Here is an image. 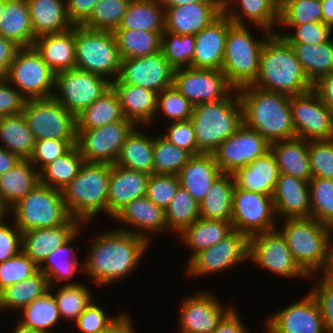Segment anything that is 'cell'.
I'll return each mask as SVG.
<instances>
[{
  "mask_svg": "<svg viewBox=\"0 0 333 333\" xmlns=\"http://www.w3.org/2000/svg\"><path fill=\"white\" fill-rule=\"evenodd\" d=\"M92 243L80 271L86 272L96 285L126 279L139 266L150 247V242L142 236L120 230L119 227L100 233Z\"/></svg>",
  "mask_w": 333,
  "mask_h": 333,
  "instance_id": "obj_1",
  "label": "cell"
},
{
  "mask_svg": "<svg viewBox=\"0 0 333 333\" xmlns=\"http://www.w3.org/2000/svg\"><path fill=\"white\" fill-rule=\"evenodd\" d=\"M242 105L243 124L268 142L296 137L290 96L246 85L237 89Z\"/></svg>",
  "mask_w": 333,
  "mask_h": 333,
  "instance_id": "obj_2",
  "label": "cell"
},
{
  "mask_svg": "<svg viewBox=\"0 0 333 333\" xmlns=\"http://www.w3.org/2000/svg\"><path fill=\"white\" fill-rule=\"evenodd\" d=\"M251 85L288 96L313 89L291 45L277 33L266 39L260 53L259 72Z\"/></svg>",
  "mask_w": 333,
  "mask_h": 333,
  "instance_id": "obj_3",
  "label": "cell"
},
{
  "mask_svg": "<svg viewBox=\"0 0 333 333\" xmlns=\"http://www.w3.org/2000/svg\"><path fill=\"white\" fill-rule=\"evenodd\" d=\"M110 165L84 162L78 175L61 191L71 217L89 224L99 213L107 215Z\"/></svg>",
  "mask_w": 333,
  "mask_h": 333,
  "instance_id": "obj_4",
  "label": "cell"
},
{
  "mask_svg": "<svg viewBox=\"0 0 333 333\" xmlns=\"http://www.w3.org/2000/svg\"><path fill=\"white\" fill-rule=\"evenodd\" d=\"M278 230L299 267L309 277L320 274L333 245V228L308 217L284 219Z\"/></svg>",
  "mask_w": 333,
  "mask_h": 333,
  "instance_id": "obj_5",
  "label": "cell"
},
{
  "mask_svg": "<svg viewBox=\"0 0 333 333\" xmlns=\"http://www.w3.org/2000/svg\"><path fill=\"white\" fill-rule=\"evenodd\" d=\"M190 120L198 150L203 154H213L243 124L237 89L226 99L195 105Z\"/></svg>",
  "mask_w": 333,
  "mask_h": 333,
  "instance_id": "obj_6",
  "label": "cell"
},
{
  "mask_svg": "<svg viewBox=\"0 0 333 333\" xmlns=\"http://www.w3.org/2000/svg\"><path fill=\"white\" fill-rule=\"evenodd\" d=\"M249 30L247 25L233 24L226 36L221 71L235 89L251 85L256 80L262 47L272 34L264 32L261 40H255Z\"/></svg>",
  "mask_w": 333,
  "mask_h": 333,
  "instance_id": "obj_7",
  "label": "cell"
},
{
  "mask_svg": "<svg viewBox=\"0 0 333 333\" xmlns=\"http://www.w3.org/2000/svg\"><path fill=\"white\" fill-rule=\"evenodd\" d=\"M23 233L31 229L54 228L70 218L60 190L39 183L7 211Z\"/></svg>",
  "mask_w": 333,
  "mask_h": 333,
  "instance_id": "obj_8",
  "label": "cell"
},
{
  "mask_svg": "<svg viewBox=\"0 0 333 333\" xmlns=\"http://www.w3.org/2000/svg\"><path fill=\"white\" fill-rule=\"evenodd\" d=\"M77 69L105 77L118 78L121 57L113 32L75 26Z\"/></svg>",
  "mask_w": 333,
  "mask_h": 333,
  "instance_id": "obj_9",
  "label": "cell"
},
{
  "mask_svg": "<svg viewBox=\"0 0 333 333\" xmlns=\"http://www.w3.org/2000/svg\"><path fill=\"white\" fill-rule=\"evenodd\" d=\"M5 79L26 99L50 98L54 95L56 73L33 46L17 49Z\"/></svg>",
  "mask_w": 333,
  "mask_h": 333,
  "instance_id": "obj_10",
  "label": "cell"
},
{
  "mask_svg": "<svg viewBox=\"0 0 333 333\" xmlns=\"http://www.w3.org/2000/svg\"><path fill=\"white\" fill-rule=\"evenodd\" d=\"M22 113L36 141L77 139L76 116L54 97L27 99Z\"/></svg>",
  "mask_w": 333,
  "mask_h": 333,
  "instance_id": "obj_11",
  "label": "cell"
},
{
  "mask_svg": "<svg viewBox=\"0 0 333 333\" xmlns=\"http://www.w3.org/2000/svg\"><path fill=\"white\" fill-rule=\"evenodd\" d=\"M111 87L105 77L73 68L56 74L53 97L77 116Z\"/></svg>",
  "mask_w": 333,
  "mask_h": 333,
  "instance_id": "obj_12",
  "label": "cell"
},
{
  "mask_svg": "<svg viewBox=\"0 0 333 333\" xmlns=\"http://www.w3.org/2000/svg\"><path fill=\"white\" fill-rule=\"evenodd\" d=\"M137 125L125 118L89 130H77L76 145L84 162L115 164L122 145Z\"/></svg>",
  "mask_w": 333,
  "mask_h": 333,
  "instance_id": "obj_13",
  "label": "cell"
},
{
  "mask_svg": "<svg viewBox=\"0 0 333 333\" xmlns=\"http://www.w3.org/2000/svg\"><path fill=\"white\" fill-rule=\"evenodd\" d=\"M232 203L231 222L234 230L249 238L257 233L276 229L272 196L235 186Z\"/></svg>",
  "mask_w": 333,
  "mask_h": 333,
  "instance_id": "obj_14",
  "label": "cell"
},
{
  "mask_svg": "<svg viewBox=\"0 0 333 333\" xmlns=\"http://www.w3.org/2000/svg\"><path fill=\"white\" fill-rule=\"evenodd\" d=\"M248 259L279 276L310 278L299 267L284 236L277 229L249 237Z\"/></svg>",
  "mask_w": 333,
  "mask_h": 333,
  "instance_id": "obj_15",
  "label": "cell"
},
{
  "mask_svg": "<svg viewBox=\"0 0 333 333\" xmlns=\"http://www.w3.org/2000/svg\"><path fill=\"white\" fill-rule=\"evenodd\" d=\"M295 135L306 141L333 139V114L312 89L290 96Z\"/></svg>",
  "mask_w": 333,
  "mask_h": 333,
  "instance_id": "obj_16",
  "label": "cell"
},
{
  "mask_svg": "<svg viewBox=\"0 0 333 333\" xmlns=\"http://www.w3.org/2000/svg\"><path fill=\"white\" fill-rule=\"evenodd\" d=\"M249 238L233 230L217 244L196 254L187 264V275L200 277L229 270L248 259ZM238 263V264H237Z\"/></svg>",
  "mask_w": 333,
  "mask_h": 333,
  "instance_id": "obj_17",
  "label": "cell"
},
{
  "mask_svg": "<svg viewBox=\"0 0 333 333\" xmlns=\"http://www.w3.org/2000/svg\"><path fill=\"white\" fill-rule=\"evenodd\" d=\"M173 86L194 106L226 99L235 90L221 70L193 67L175 69Z\"/></svg>",
  "mask_w": 333,
  "mask_h": 333,
  "instance_id": "obj_18",
  "label": "cell"
},
{
  "mask_svg": "<svg viewBox=\"0 0 333 333\" xmlns=\"http://www.w3.org/2000/svg\"><path fill=\"white\" fill-rule=\"evenodd\" d=\"M174 71L160 50L148 56L122 59L117 80L158 94L173 86Z\"/></svg>",
  "mask_w": 333,
  "mask_h": 333,
  "instance_id": "obj_19",
  "label": "cell"
},
{
  "mask_svg": "<svg viewBox=\"0 0 333 333\" xmlns=\"http://www.w3.org/2000/svg\"><path fill=\"white\" fill-rule=\"evenodd\" d=\"M270 151L268 142L257 131L242 124L213 153L222 173L232 174Z\"/></svg>",
  "mask_w": 333,
  "mask_h": 333,
  "instance_id": "obj_20",
  "label": "cell"
},
{
  "mask_svg": "<svg viewBox=\"0 0 333 333\" xmlns=\"http://www.w3.org/2000/svg\"><path fill=\"white\" fill-rule=\"evenodd\" d=\"M265 323L272 333H327L320 306L311 291L270 315Z\"/></svg>",
  "mask_w": 333,
  "mask_h": 333,
  "instance_id": "obj_21",
  "label": "cell"
},
{
  "mask_svg": "<svg viewBox=\"0 0 333 333\" xmlns=\"http://www.w3.org/2000/svg\"><path fill=\"white\" fill-rule=\"evenodd\" d=\"M216 296L196 292L182 301L179 311L180 333H212L221 318L232 308H224Z\"/></svg>",
  "mask_w": 333,
  "mask_h": 333,
  "instance_id": "obj_22",
  "label": "cell"
},
{
  "mask_svg": "<svg viewBox=\"0 0 333 333\" xmlns=\"http://www.w3.org/2000/svg\"><path fill=\"white\" fill-rule=\"evenodd\" d=\"M165 8V31L195 35L223 13L222 1H201Z\"/></svg>",
  "mask_w": 333,
  "mask_h": 333,
  "instance_id": "obj_23",
  "label": "cell"
},
{
  "mask_svg": "<svg viewBox=\"0 0 333 333\" xmlns=\"http://www.w3.org/2000/svg\"><path fill=\"white\" fill-rule=\"evenodd\" d=\"M112 218L120 221L124 226L127 225V227L120 228V230L142 236L148 242H151V234H159V232H164L165 229V232L168 230L165 210L155 205L146 195L126 204ZM128 226H130V229H128Z\"/></svg>",
  "mask_w": 333,
  "mask_h": 333,
  "instance_id": "obj_24",
  "label": "cell"
},
{
  "mask_svg": "<svg viewBox=\"0 0 333 333\" xmlns=\"http://www.w3.org/2000/svg\"><path fill=\"white\" fill-rule=\"evenodd\" d=\"M234 23L222 13L209 26L195 34L193 68L221 70L226 36Z\"/></svg>",
  "mask_w": 333,
  "mask_h": 333,
  "instance_id": "obj_25",
  "label": "cell"
},
{
  "mask_svg": "<svg viewBox=\"0 0 333 333\" xmlns=\"http://www.w3.org/2000/svg\"><path fill=\"white\" fill-rule=\"evenodd\" d=\"M272 199L276 217H311L309 181L280 173Z\"/></svg>",
  "mask_w": 333,
  "mask_h": 333,
  "instance_id": "obj_26",
  "label": "cell"
},
{
  "mask_svg": "<svg viewBox=\"0 0 333 333\" xmlns=\"http://www.w3.org/2000/svg\"><path fill=\"white\" fill-rule=\"evenodd\" d=\"M149 174L110 165V181L107 196V215L113 217L126 204L146 195Z\"/></svg>",
  "mask_w": 333,
  "mask_h": 333,
  "instance_id": "obj_27",
  "label": "cell"
},
{
  "mask_svg": "<svg viewBox=\"0 0 333 333\" xmlns=\"http://www.w3.org/2000/svg\"><path fill=\"white\" fill-rule=\"evenodd\" d=\"M82 225L85 223L71 217L62 226L25 231L22 233V251L40 267L48 255L67 242Z\"/></svg>",
  "mask_w": 333,
  "mask_h": 333,
  "instance_id": "obj_28",
  "label": "cell"
},
{
  "mask_svg": "<svg viewBox=\"0 0 333 333\" xmlns=\"http://www.w3.org/2000/svg\"><path fill=\"white\" fill-rule=\"evenodd\" d=\"M279 175V167L271 150L232 173L236 187L267 196H273Z\"/></svg>",
  "mask_w": 333,
  "mask_h": 333,
  "instance_id": "obj_29",
  "label": "cell"
},
{
  "mask_svg": "<svg viewBox=\"0 0 333 333\" xmlns=\"http://www.w3.org/2000/svg\"><path fill=\"white\" fill-rule=\"evenodd\" d=\"M222 174L213 154L192 155L177 174L179 185L200 203Z\"/></svg>",
  "mask_w": 333,
  "mask_h": 333,
  "instance_id": "obj_30",
  "label": "cell"
},
{
  "mask_svg": "<svg viewBox=\"0 0 333 333\" xmlns=\"http://www.w3.org/2000/svg\"><path fill=\"white\" fill-rule=\"evenodd\" d=\"M32 46L56 74L76 67L75 26L62 33L36 37Z\"/></svg>",
  "mask_w": 333,
  "mask_h": 333,
  "instance_id": "obj_31",
  "label": "cell"
},
{
  "mask_svg": "<svg viewBox=\"0 0 333 333\" xmlns=\"http://www.w3.org/2000/svg\"><path fill=\"white\" fill-rule=\"evenodd\" d=\"M235 3L239 4L241 13L234 9L235 6L233 5ZM222 4L223 13L234 24L246 25L247 18L252 24L254 23L257 27H260L259 29H262V32H277L273 29L275 24H279L280 0H222Z\"/></svg>",
  "mask_w": 333,
  "mask_h": 333,
  "instance_id": "obj_32",
  "label": "cell"
},
{
  "mask_svg": "<svg viewBox=\"0 0 333 333\" xmlns=\"http://www.w3.org/2000/svg\"><path fill=\"white\" fill-rule=\"evenodd\" d=\"M113 89L117 92L120 105L125 118L136 125H149L157 114V94L137 85L120 83L117 79L112 82Z\"/></svg>",
  "mask_w": 333,
  "mask_h": 333,
  "instance_id": "obj_33",
  "label": "cell"
},
{
  "mask_svg": "<svg viewBox=\"0 0 333 333\" xmlns=\"http://www.w3.org/2000/svg\"><path fill=\"white\" fill-rule=\"evenodd\" d=\"M27 5L35 37L62 33L73 27L66 0H27Z\"/></svg>",
  "mask_w": 333,
  "mask_h": 333,
  "instance_id": "obj_34",
  "label": "cell"
},
{
  "mask_svg": "<svg viewBox=\"0 0 333 333\" xmlns=\"http://www.w3.org/2000/svg\"><path fill=\"white\" fill-rule=\"evenodd\" d=\"M40 183L39 171L22 159L0 178V206L7 212Z\"/></svg>",
  "mask_w": 333,
  "mask_h": 333,
  "instance_id": "obj_35",
  "label": "cell"
},
{
  "mask_svg": "<svg viewBox=\"0 0 333 333\" xmlns=\"http://www.w3.org/2000/svg\"><path fill=\"white\" fill-rule=\"evenodd\" d=\"M280 173L306 181L312 179L308 155V141L294 137L270 143Z\"/></svg>",
  "mask_w": 333,
  "mask_h": 333,
  "instance_id": "obj_36",
  "label": "cell"
},
{
  "mask_svg": "<svg viewBox=\"0 0 333 333\" xmlns=\"http://www.w3.org/2000/svg\"><path fill=\"white\" fill-rule=\"evenodd\" d=\"M0 34L19 47H30L35 41L27 0H4L0 17Z\"/></svg>",
  "mask_w": 333,
  "mask_h": 333,
  "instance_id": "obj_37",
  "label": "cell"
},
{
  "mask_svg": "<svg viewBox=\"0 0 333 333\" xmlns=\"http://www.w3.org/2000/svg\"><path fill=\"white\" fill-rule=\"evenodd\" d=\"M233 230L231 221L200 217L178 235L192 251L189 262L196 254L217 244Z\"/></svg>",
  "mask_w": 333,
  "mask_h": 333,
  "instance_id": "obj_38",
  "label": "cell"
},
{
  "mask_svg": "<svg viewBox=\"0 0 333 333\" xmlns=\"http://www.w3.org/2000/svg\"><path fill=\"white\" fill-rule=\"evenodd\" d=\"M235 183L232 174L222 173L199 203L200 217L231 221Z\"/></svg>",
  "mask_w": 333,
  "mask_h": 333,
  "instance_id": "obj_39",
  "label": "cell"
},
{
  "mask_svg": "<svg viewBox=\"0 0 333 333\" xmlns=\"http://www.w3.org/2000/svg\"><path fill=\"white\" fill-rule=\"evenodd\" d=\"M131 170L154 173L153 137H148L136 127L122 145L115 163Z\"/></svg>",
  "mask_w": 333,
  "mask_h": 333,
  "instance_id": "obj_40",
  "label": "cell"
},
{
  "mask_svg": "<svg viewBox=\"0 0 333 333\" xmlns=\"http://www.w3.org/2000/svg\"><path fill=\"white\" fill-rule=\"evenodd\" d=\"M118 29L165 31V8L159 0H131Z\"/></svg>",
  "mask_w": 333,
  "mask_h": 333,
  "instance_id": "obj_41",
  "label": "cell"
},
{
  "mask_svg": "<svg viewBox=\"0 0 333 333\" xmlns=\"http://www.w3.org/2000/svg\"><path fill=\"white\" fill-rule=\"evenodd\" d=\"M120 99L113 87L76 116L77 130H89L124 120Z\"/></svg>",
  "mask_w": 333,
  "mask_h": 333,
  "instance_id": "obj_42",
  "label": "cell"
},
{
  "mask_svg": "<svg viewBox=\"0 0 333 333\" xmlns=\"http://www.w3.org/2000/svg\"><path fill=\"white\" fill-rule=\"evenodd\" d=\"M0 145L21 159H29L36 139L23 113L0 118Z\"/></svg>",
  "mask_w": 333,
  "mask_h": 333,
  "instance_id": "obj_43",
  "label": "cell"
},
{
  "mask_svg": "<svg viewBox=\"0 0 333 333\" xmlns=\"http://www.w3.org/2000/svg\"><path fill=\"white\" fill-rule=\"evenodd\" d=\"M312 84L333 71V39L321 44L289 43Z\"/></svg>",
  "mask_w": 333,
  "mask_h": 333,
  "instance_id": "obj_44",
  "label": "cell"
},
{
  "mask_svg": "<svg viewBox=\"0 0 333 333\" xmlns=\"http://www.w3.org/2000/svg\"><path fill=\"white\" fill-rule=\"evenodd\" d=\"M79 231L81 230L79 229L67 242L53 250L39 267L47 277L49 288H57L58 282L70 281L80 270L77 253L70 245L80 234Z\"/></svg>",
  "mask_w": 333,
  "mask_h": 333,
  "instance_id": "obj_45",
  "label": "cell"
},
{
  "mask_svg": "<svg viewBox=\"0 0 333 333\" xmlns=\"http://www.w3.org/2000/svg\"><path fill=\"white\" fill-rule=\"evenodd\" d=\"M164 31L116 29L113 35L121 59L139 58L160 51Z\"/></svg>",
  "mask_w": 333,
  "mask_h": 333,
  "instance_id": "obj_46",
  "label": "cell"
},
{
  "mask_svg": "<svg viewBox=\"0 0 333 333\" xmlns=\"http://www.w3.org/2000/svg\"><path fill=\"white\" fill-rule=\"evenodd\" d=\"M49 290L47 277L38 271L24 281L17 282L0 292V310L19 311Z\"/></svg>",
  "mask_w": 333,
  "mask_h": 333,
  "instance_id": "obj_47",
  "label": "cell"
},
{
  "mask_svg": "<svg viewBox=\"0 0 333 333\" xmlns=\"http://www.w3.org/2000/svg\"><path fill=\"white\" fill-rule=\"evenodd\" d=\"M84 163L77 145L46 165L40 172V183L62 191L77 175Z\"/></svg>",
  "mask_w": 333,
  "mask_h": 333,
  "instance_id": "obj_48",
  "label": "cell"
},
{
  "mask_svg": "<svg viewBox=\"0 0 333 333\" xmlns=\"http://www.w3.org/2000/svg\"><path fill=\"white\" fill-rule=\"evenodd\" d=\"M53 290L55 289L49 288L42 296L23 307L20 310L22 314H20L19 323L36 330L52 333L51 327H54L61 317Z\"/></svg>",
  "mask_w": 333,
  "mask_h": 333,
  "instance_id": "obj_49",
  "label": "cell"
},
{
  "mask_svg": "<svg viewBox=\"0 0 333 333\" xmlns=\"http://www.w3.org/2000/svg\"><path fill=\"white\" fill-rule=\"evenodd\" d=\"M165 217L168 229L180 234L200 218L199 203L187 190L179 187L171 203L165 209Z\"/></svg>",
  "mask_w": 333,
  "mask_h": 333,
  "instance_id": "obj_50",
  "label": "cell"
},
{
  "mask_svg": "<svg viewBox=\"0 0 333 333\" xmlns=\"http://www.w3.org/2000/svg\"><path fill=\"white\" fill-rule=\"evenodd\" d=\"M53 294L61 318L76 321L79 315L93 301L91 292L86 285L77 282H66Z\"/></svg>",
  "mask_w": 333,
  "mask_h": 333,
  "instance_id": "obj_51",
  "label": "cell"
},
{
  "mask_svg": "<svg viewBox=\"0 0 333 333\" xmlns=\"http://www.w3.org/2000/svg\"><path fill=\"white\" fill-rule=\"evenodd\" d=\"M192 155L169 142L164 136L153 137L154 174L177 175Z\"/></svg>",
  "mask_w": 333,
  "mask_h": 333,
  "instance_id": "obj_52",
  "label": "cell"
},
{
  "mask_svg": "<svg viewBox=\"0 0 333 333\" xmlns=\"http://www.w3.org/2000/svg\"><path fill=\"white\" fill-rule=\"evenodd\" d=\"M194 49L195 35H179L171 32H164L161 35L160 50L174 69L191 67Z\"/></svg>",
  "mask_w": 333,
  "mask_h": 333,
  "instance_id": "obj_53",
  "label": "cell"
},
{
  "mask_svg": "<svg viewBox=\"0 0 333 333\" xmlns=\"http://www.w3.org/2000/svg\"><path fill=\"white\" fill-rule=\"evenodd\" d=\"M131 0H99L91 17L82 25L88 29L110 31L118 29Z\"/></svg>",
  "mask_w": 333,
  "mask_h": 333,
  "instance_id": "obj_54",
  "label": "cell"
},
{
  "mask_svg": "<svg viewBox=\"0 0 333 333\" xmlns=\"http://www.w3.org/2000/svg\"><path fill=\"white\" fill-rule=\"evenodd\" d=\"M309 22H322L321 0H280L278 26Z\"/></svg>",
  "mask_w": 333,
  "mask_h": 333,
  "instance_id": "obj_55",
  "label": "cell"
},
{
  "mask_svg": "<svg viewBox=\"0 0 333 333\" xmlns=\"http://www.w3.org/2000/svg\"><path fill=\"white\" fill-rule=\"evenodd\" d=\"M311 217L333 228V179L309 181Z\"/></svg>",
  "mask_w": 333,
  "mask_h": 333,
  "instance_id": "obj_56",
  "label": "cell"
},
{
  "mask_svg": "<svg viewBox=\"0 0 333 333\" xmlns=\"http://www.w3.org/2000/svg\"><path fill=\"white\" fill-rule=\"evenodd\" d=\"M194 105L174 86L157 94L156 109L170 122L190 120Z\"/></svg>",
  "mask_w": 333,
  "mask_h": 333,
  "instance_id": "obj_57",
  "label": "cell"
},
{
  "mask_svg": "<svg viewBox=\"0 0 333 333\" xmlns=\"http://www.w3.org/2000/svg\"><path fill=\"white\" fill-rule=\"evenodd\" d=\"M39 271V266L22 250L4 262H0V292L6 287L24 281Z\"/></svg>",
  "mask_w": 333,
  "mask_h": 333,
  "instance_id": "obj_58",
  "label": "cell"
},
{
  "mask_svg": "<svg viewBox=\"0 0 333 333\" xmlns=\"http://www.w3.org/2000/svg\"><path fill=\"white\" fill-rule=\"evenodd\" d=\"M312 178L333 179V139L308 141Z\"/></svg>",
  "mask_w": 333,
  "mask_h": 333,
  "instance_id": "obj_59",
  "label": "cell"
},
{
  "mask_svg": "<svg viewBox=\"0 0 333 333\" xmlns=\"http://www.w3.org/2000/svg\"><path fill=\"white\" fill-rule=\"evenodd\" d=\"M283 27L293 28L292 33H276L282 36L288 43L300 44H321L326 43L332 38L333 29L323 22H309L299 25H283ZM286 34V35H285ZM331 36V37H330Z\"/></svg>",
  "mask_w": 333,
  "mask_h": 333,
  "instance_id": "obj_60",
  "label": "cell"
},
{
  "mask_svg": "<svg viewBox=\"0 0 333 333\" xmlns=\"http://www.w3.org/2000/svg\"><path fill=\"white\" fill-rule=\"evenodd\" d=\"M180 187L174 174H151L147 183L146 196L155 205L166 209Z\"/></svg>",
  "mask_w": 333,
  "mask_h": 333,
  "instance_id": "obj_61",
  "label": "cell"
},
{
  "mask_svg": "<svg viewBox=\"0 0 333 333\" xmlns=\"http://www.w3.org/2000/svg\"><path fill=\"white\" fill-rule=\"evenodd\" d=\"M77 139H42L37 140L33 153L28 159L39 172L56 158L65 154ZM39 164V167H38Z\"/></svg>",
  "mask_w": 333,
  "mask_h": 333,
  "instance_id": "obj_62",
  "label": "cell"
},
{
  "mask_svg": "<svg viewBox=\"0 0 333 333\" xmlns=\"http://www.w3.org/2000/svg\"><path fill=\"white\" fill-rule=\"evenodd\" d=\"M165 133L162 135L165 139L177 147L185 149L191 155L202 154L198 150L194 126L191 120L171 122Z\"/></svg>",
  "mask_w": 333,
  "mask_h": 333,
  "instance_id": "obj_63",
  "label": "cell"
},
{
  "mask_svg": "<svg viewBox=\"0 0 333 333\" xmlns=\"http://www.w3.org/2000/svg\"><path fill=\"white\" fill-rule=\"evenodd\" d=\"M92 301L75 321L79 333H99L105 330L121 313L109 317L105 310Z\"/></svg>",
  "mask_w": 333,
  "mask_h": 333,
  "instance_id": "obj_64",
  "label": "cell"
},
{
  "mask_svg": "<svg viewBox=\"0 0 333 333\" xmlns=\"http://www.w3.org/2000/svg\"><path fill=\"white\" fill-rule=\"evenodd\" d=\"M5 216L0 219V262L10 259L22 250V232L13 221L5 223Z\"/></svg>",
  "mask_w": 333,
  "mask_h": 333,
  "instance_id": "obj_65",
  "label": "cell"
},
{
  "mask_svg": "<svg viewBox=\"0 0 333 333\" xmlns=\"http://www.w3.org/2000/svg\"><path fill=\"white\" fill-rule=\"evenodd\" d=\"M27 99L6 79H0V118L22 113Z\"/></svg>",
  "mask_w": 333,
  "mask_h": 333,
  "instance_id": "obj_66",
  "label": "cell"
},
{
  "mask_svg": "<svg viewBox=\"0 0 333 333\" xmlns=\"http://www.w3.org/2000/svg\"><path fill=\"white\" fill-rule=\"evenodd\" d=\"M317 282L313 286L314 288L311 289V293L320 306L327 333H333V286L327 284L321 278Z\"/></svg>",
  "mask_w": 333,
  "mask_h": 333,
  "instance_id": "obj_67",
  "label": "cell"
},
{
  "mask_svg": "<svg viewBox=\"0 0 333 333\" xmlns=\"http://www.w3.org/2000/svg\"><path fill=\"white\" fill-rule=\"evenodd\" d=\"M99 0H66V9L73 26H82L90 17Z\"/></svg>",
  "mask_w": 333,
  "mask_h": 333,
  "instance_id": "obj_68",
  "label": "cell"
},
{
  "mask_svg": "<svg viewBox=\"0 0 333 333\" xmlns=\"http://www.w3.org/2000/svg\"><path fill=\"white\" fill-rule=\"evenodd\" d=\"M212 333H250L240 319L237 310L232 307L217 323Z\"/></svg>",
  "mask_w": 333,
  "mask_h": 333,
  "instance_id": "obj_69",
  "label": "cell"
},
{
  "mask_svg": "<svg viewBox=\"0 0 333 333\" xmlns=\"http://www.w3.org/2000/svg\"><path fill=\"white\" fill-rule=\"evenodd\" d=\"M19 48L12 40L0 34V79H5L15 53Z\"/></svg>",
  "mask_w": 333,
  "mask_h": 333,
  "instance_id": "obj_70",
  "label": "cell"
},
{
  "mask_svg": "<svg viewBox=\"0 0 333 333\" xmlns=\"http://www.w3.org/2000/svg\"><path fill=\"white\" fill-rule=\"evenodd\" d=\"M313 90L333 114V71L313 84Z\"/></svg>",
  "mask_w": 333,
  "mask_h": 333,
  "instance_id": "obj_71",
  "label": "cell"
},
{
  "mask_svg": "<svg viewBox=\"0 0 333 333\" xmlns=\"http://www.w3.org/2000/svg\"><path fill=\"white\" fill-rule=\"evenodd\" d=\"M131 320L129 314L121 312L105 330L99 333H134L135 330Z\"/></svg>",
  "mask_w": 333,
  "mask_h": 333,
  "instance_id": "obj_72",
  "label": "cell"
},
{
  "mask_svg": "<svg viewBox=\"0 0 333 333\" xmlns=\"http://www.w3.org/2000/svg\"><path fill=\"white\" fill-rule=\"evenodd\" d=\"M22 159L4 147L0 146V175L8 172L16 166Z\"/></svg>",
  "mask_w": 333,
  "mask_h": 333,
  "instance_id": "obj_73",
  "label": "cell"
},
{
  "mask_svg": "<svg viewBox=\"0 0 333 333\" xmlns=\"http://www.w3.org/2000/svg\"><path fill=\"white\" fill-rule=\"evenodd\" d=\"M323 274V275H322ZM322 277H320L324 282L333 286V245L331 246L327 259L325 261L324 267L321 270Z\"/></svg>",
  "mask_w": 333,
  "mask_h": 333,
  "instance_id": "obj_74",
  "label": "cell"
},
{
  "mask_svg": "<svg viewBox=\"0 0 333 333\" xmlns=\"http://www.w3.org/2000/svg\"><path fill=\"white\" fill-rule=\"evenodd\" d=\"M322 22L333 29V0H321Z\"/></svg>",
  "mask_w": 333,
  "mask_h": 333,
  "instance_id": "obj_75",
  "label": "cell"
},
{
  "mask_svg": "<svg viewBox=\"0 0 333 333\" xmlns=\"http://www.w3.org/2000/svg\"><path fill=\"white\" fill-rule=\"evenodd\" d=\"M164 7H176L189 3H196L201 1H222V0H159Z\"/></svg>",
  "mask_w": 333,
  "mask_h": 333,
  "instance_id": "obj_76",
  "label": "cell"
},
{
  "mask_svg": "<svg viewBox=\"0 0 333 333\" xmlns=\"http://www.w3.org/2000/svg\"><path fill=\"white\" fill-rule=\"evenodd\" d=\"M12 332L13 333H49V332H44V331H40V330H36V329L30 328V327L24 326L19 322H17L16 328Z\"/></svg>",
  "mask_w": 333,
  "mask_h": 333,
  "instance_id": "obj_77",
  "label": "cell"
},
{
  "mask_svg": "<svg viewBox=\"0 0 333 333\" xmlns=\"http://www.w3.org/2000/svg\"><path fill=\"white\" fill-rule=\"evenodd\" d=\"M7 212L0 206V219H2L4 216L7 218Z\"/></svg>",
  "mask_w": 333,
  "mask_h": 333,
  "instance_id": "obj_78",
  "label": "cell"
},
{
  "mask_svg": "<svg viewBox=\"0 0 333 333\" xmlns=\"http://www.w3.org/2000/svg\"><path fill=\"white\" fill-rule=\"evenodd\" d=\"M3 10H4V0H0V17L3 13Z\"/></svg>",
  "mask_w": 333,
  "mask_h": 333,
  "instance_id": "obj_79",
  "label": "cell"
},
{
  "mask_svg": "<svg viewBox=\"0 0 333 333\" xmlns=\"http://www.w3.org/2000/svg\"><path fill=\"white\" fill-rule=\"evenodd\" d=\"M266 333H272L268 328H266Z\"/></svg>",
  "mask_w": 333,
  "mask_h": 333,
  "instance_id": "obj_80",
  "label": "cell"
}]
</instances>
